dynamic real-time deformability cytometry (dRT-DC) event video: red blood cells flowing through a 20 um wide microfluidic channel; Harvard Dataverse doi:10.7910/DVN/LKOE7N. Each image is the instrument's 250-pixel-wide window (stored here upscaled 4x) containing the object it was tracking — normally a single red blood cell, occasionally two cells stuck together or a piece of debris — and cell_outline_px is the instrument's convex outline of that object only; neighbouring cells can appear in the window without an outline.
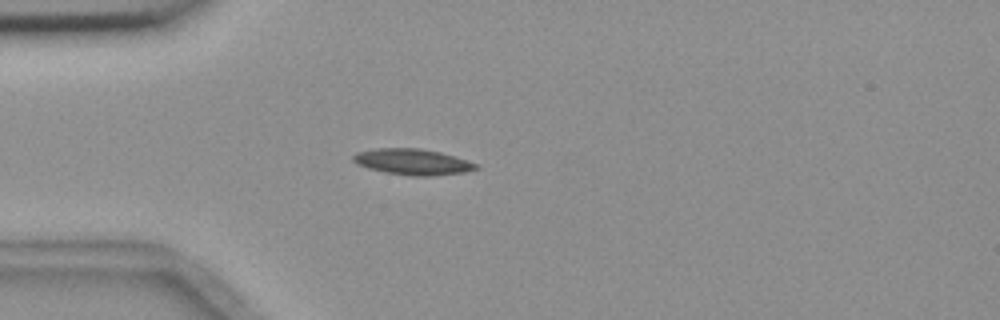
{"species": "common noctule bat (a hibernating species)", "species_latin": "Nyctalus noctula", "temperature_condition": "room temperature", "stored_images_in_passage": 5, "camera_frame_rate_fps": 3000, "um_per_image_px": 0.085, "animal": {"sex": "female", "body_mass_g": 18.4}, "frame": {"image": 1, "passage_image": 4, "time_ms": 3.667, "image_size_px": [1000, 320], "cell_outline_px": [[480, 168], [464, 172], [432, 176], [412, 176], [384, 172], [368, 168], [356, 164], [352, 160], [352, 156], [356, 152], [376, 148], [420, 148], [440, 152], [476, 164]], "centroid_in_image_um": [35.01, 13.76], "position_along_channel_um": 50.0, "area_um2": 18.5}}